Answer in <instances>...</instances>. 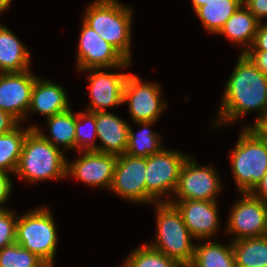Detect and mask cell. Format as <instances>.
<instances>
[{"instance_id": "3957f363", "label": "cell", "mask_w": 267, "mask_h": 267, "mask_svg": "<svg viewBox=\"0 0 267 267\" xmlns=\"http://www.w3.org/2000/svg\"><path fill=\"white\" fill-rule=\"evenodd\" d=\"M67 160L62 150L53 146L35 128L23 143L22 153L15 174L29 182L65 178Z\"/></svg>"}, {"instance_id": "ffe728a7", "label": "cell", "mask_w": 267, "mask_h": 267, "mask_svg": "<svg viewBox=\"0 0 267 267\" xmlns=\"http://www.w3.org/2000/svg\"><path fill=\"white\" fill-rule=\"evenodd\" d=\"M259 25L256 17L242 4L225 22L218 34L224 35L236 44H247L242 51L245 53L252 47Z\"/></svg>"}, {"instance_id": "7402d4cb", "label": "cell", "mask_w": 267, "mask_h": 267, "mask_svg": "<svg viewBox=\"0 0 267 267\" xmlns=\"http://www.w3.org/2000/svg\"><path fill=\"white\" fill-rule=\"evenodd\" d=\"M243 0H210L195 10L208 33L218 34Z\"/></svg>"}, {"instance_id": "5b68a950", "label": "cell", "mask_w": 267, "mask_h": 267, "mask_svg": "<svg viewBox=\"0 0 267 267\" xmlns=\"http://www.w3.org/2000/svg\"><path fill=\"white\" fill-rule=\"evenodd\" d=\"M232 150V172L238 191L251 193L267 173V145L251 128H243Z\"/></svg>"}, {"instance_id": "9c48e42d", "label": "cell", "mask_w": 267, "mask_h": 267, "mask_svg": "<svg viewBox=\"0 0 267 267\" xmlns=\"http://www.w3.org/2000/svg\"><path fill=\"white\" fill-rule=\"evenodd\" d=\"M78 42L77 69L81 71L92 68H127L131 63L84 22Z\"/></svg>"}, {"instance_id": "4dcf8cb0", "label": "cell", "mask_w": 267, "mask_h": 267, "mask_svg": "<svg viewBox=\"0 0 267 267\" xmlns=\"http://www.w3.org/2000/svg\"><path fill=\"white\" fill-rule=\"evenodd\" d=\"M243 5L260 23L263 18L267 17V0H243Z\"/></svg>"}, {"instance_id": "7a4b0ae2", "label": "cell", "mask_w": 267, "mask_h": 267, "mask_svg": "<svg viewBox=\"0 0 267 267\" xmlns=\"http://www.w3.org/2000/svg\"><path fill=\"white\" fill-rule=\"evenodd\" d=\"M131 11L116 0H96L87 7L82 21L130 62Z\"/></svg>"}, {"instance_id": "44dd1931", "label": "cell", "mask_w": 267, "mask_h": 267, "mask_svg": "<svg viewBox=\"0 0 267 267\" xmlns=\"http://www.w3.org/2000/svg\"><path fill=\"white\" fill-rule=\"evenodd\" d=\"M75 122L76 115L69 108L67 111L47 118L50 137L43 134L36 125H32V128H35L53 146L60 148L59 145L61 144V146H64L63 151L65 149L74 150L76 133Z\"/></svg>"}, {"instance_id": "83f0119b", "label": "cell", "mask_w": 267, "mask_h": 267, "mask_svg": "<svg viewBox=\"0 0 267 267\" xmlns=\"http://www.w3.org/2000/svg\"><path fill=\"white\" fill-rule=\"evenodd\" d=\"M0 267H49L37 255L24 249L18 243L0 250Z\"/></svg>"}, {"instance_id": "ac0fdd59", "label": "cell", "mask_w": 267, "mask_h": 267, "mask_svg": "<svg viewBox=\"0 0 267 267\" xmlns=\"http://www.w3.org/2000/svg\"><path fill=\"white\" fill-rule=\"evenodd\" d=\"M65 90L59 84L37 77L31 92V103L28 112H38L51 117L69 109Z\"/></svg>"}, {"instance_id": "277c9868", "label": "cell", "mask_w": 267, "mask_h": 267, "mask_svg": "<svg viewBox=\"0 0 267 267\" xmlns=\"http://www.w3.org/2000/svg\"><path fill=\"white\" fill-rule=\"evenodd\" d=\"M153 205L157 210V234L156 240L148 245L176 260L181 266H190L194 258L195 244L181 213L169 202Z\"/></svg>"}, {"instance_id": "2e32d148", "label": "cell", "mask_w": 267, "mask_h": 267, "mask_svg": "<svg viewBox=\"0 0 267 267\" xmlns=\"http://www.w3.org/2000/svg\"><path fill=\"white\" fill-rule=\"evenodd\" d=\"M105 68L87 69L89 72V112H105L109 107L123 104V90L129 74L103 72Z\"/></svg>"}, {"instance_id": "4316f807", "label": "cell", "mask_w": 267, "mask_h": 267, "mask_svg": "<svg viewBox=\"0 0 267 267\" xmlns=\"http://www.w3.org/2000/svg\"><path fill=\"white\" fill-rule=\"evenodd\" d=\"M122 267H182L176 260L146 243L134 249Z\"/></svg>"}, {"instance_id": "e575fe53", "label": "cell", "mask_w": 267, "mask_h": 267, "mask_svg": "<svg viewBox=\"0 0 267 267\" xmlns=\"http://www.w3.org/2000/svg\"><path fill=\"white\" fill-rule=\"evenodd\" d=\"M245 54L257 68L267 75V51H246Z\"/></svg>"}, {"instance_id": "f35d334b", "label": "cell", "mask_w": 267, "mask_h": 267, "mask_svg": "<svg viewBox=\"0 0 267 267\" xmlns=\"http://www.w3.org/2000/svg\"><path fill=\"white\" fill-rule=\"evenodd\" d=\"M192 1V5L194 10H196L197 8L206 5V2L210 1V0H191Z\"/></svg>"}, {"instance_id": "74e56055", "label": "cell", "mask_w": 267, "mask_h": 267, "mask_svg": "<svg viewBox=\"0 0 267 267\" xmlns=\"http://www.w3.org/2000/svg\"><path fill=\"white\" fill-rule=\"evenodd\" d=\"M12 0H0V13H3L10 7Z\"/></svg>"}, {"instance_id": "836d02e7", "label": "cell", "mask_w": 267, "mask_h": 267, "mask_svg": "<svg viewBox=\"0 0 267 267\" xmlns=\"http://www.w3.org/2000/svg\"><path fill=\"white\" fill-rule=\"evenodd\" d=\"M19 124L21 123L14 116L0 109V135L12 131Z\"/></svg>"}, {"instance_id": "f1b7e54d", "label": "cell", "mask_w": 267, "mask_h": 267, "mask_svg": "<svg viewBox=\"0 0 267 267\" xmlns=\"http://www.w3.org/2000/svg\"><path fill=\"white\" fill-rule=\"evenodd\" d=\"M89 124V129L84 128L85 124ZM75 149L79 151H96L97 146L94 144L97 138L95 112L82 111L77 113L75 122ZM84 149V150H83Z\"/></svg>"}, {"instance_id": "f546056e", "label": "cell", "mask_w": 267, "mask_h": 267, "mask_svg": "<svg viewBox=\"0 0 267 267\" xmlns=\"http://www.w3.org/2000/svg\"><path fill=\"white\" fill-rule=\"evenodd\" d=\"M17 219L13 210L0 209V250L16 242Z\"/></svg>"}, {"instance_id": "8d00e7d4", "label": "cell", "mask_w": 267, "mask_h": 267, "mask_svg": "<svg viewBox=\"0 0 267 267\" xmlns=\"http://www.w3.org/2000/svg\"><path fill=\"white\" fill-rule=\"evenodd\" d=\"M251 194L267 203V173L263 176L261 182L255 187Z\"/></svg>"}, {"instance_id": "8992f818", "label": "cell", "mask_w": 267, "mask_h": 267, "mask_svg": "<svg viewBox=\"0 0 267 267\" xmlns=\"http://www.w3.org/2000/svg\"><path fill=\"white\" fill-rule=\"evenodd\" d=\"M53 215L45 207H37L18 217L16 243L53 267L58 235Z\"/></svg>"}, {"instance_id": "d4e9b609", "label": "cell", "mask_w": 267, "mask_h": 267, "mask_svg": "<svg viewBox=\"0 0 267 267\" xmlns=\"http://www.w3.org/2000/svg\"><path fill=\"white\" fill-rule=\"evenodd\" d=\"M153 123L155 122H137L143 128L136 134L129 127L128 146L125 154L132 157L147 158L149 155L157 154L164 149L161 146V136L148 129Z\"/></svg>"}, {"instance_id": "52a82bcc", "label": "cell", "mask_w": 267, "mask_h": 267, "mask_svg": "<svg viewBox=\"0 0 267 267\" xmlns=\"http://www.w3.org/2000/svg\"><path fill=\"white\" fill-rule=\"evenodd\" d=\"M188 155L180 151H169L165 148L146 158V203L163 202L159 197L167 192L174 194L179 180L181 167Z\"/></svg>"}, {"instance_id": "cb8c5ba5", "label": "cell", "mask_w": 267, "mask_h": 267, "mask_svg": "<svg viewBox=\"0 0 267 267\" xmlns=\"http://www.w3.org/2000/svg\"><path fill=\"white\" fill-rule=\"evenodd\" d=\"M229 245L211 241L195 244L190 267H236L232 242Z\"/></svg>"}, {"instance_id": "d590c367", "label": "cell", "mask_w": 267, "mask_h": 267, "mask_svg": "<svg viewBox=\"0 0 267 267\" xmlns=\"http://www.w3.org/2000/svg\"><path fill=\"white\" fill-rule=\"evenodd\" d=\"M245 128H251L267 145V115L257 120L253 126L248 125Z\"/></svg>"}, {"instance_id": "5bb4252c", "label": "cell", "mask_w": 267, "mask_h": 267, "mask_svg": "<svg viewBox=\"0 0 267 267\" xmlns=\"http://www.w3.org/2000/svg\"><path fill=\"white\" fill-rule=\"evenodd\" d=\"M80 151L81 157L67 162L66 176L77 178L89 186H102L110 190L117 156L96 151Z\"/></svg>"}, {"instance_id": "1f68e13d", "label": "cell", "mask_w": 267, "mask_h": 267, "mask_svg": "<svg viewBox=\"0 0 267 267\" xmlns=\"http://www.w3.org/2000/svg\"><path fill=\"white\" fill-rule=\"evenodd\" d=\"M9 172L0 169V209H4V204L11 194L12 182L8 176Z\"/></svg>"}, {"instance_id": "d6a6232c", "label": "cell", "mask_w": 267, "mask_h": 267, "mask_svg": "<svg viewBox=\"0 0 267 267\" xmlns=\"http://www.w3.org/2000/svg\"><path fill=\"white\" fill-rule=\"evenodd\" d=\"M248 51H267V23H260L252 47Z\"/></svg>"}, {"instance_id": "8fae6325", "label": "cell", "mask_w": 267, "mask_h": 267, "mask_svg": "<svg viewBox=\"0 0 267 267\" xmlns=\"http://www.w3.org/2000/svg\"><path fill=\"white\" fill-rule=\"evenodd\" d=\"M242 196L228 218L226 231L236 234L232 241L267 235V203L251 193Z\"/></svg>"}, {"instance_id": "9a60e30c", "label": "cell", "mask_w": 267, "mask_h": 267, "mask_svg": "<svg viewBox=\"0 0 267 267\" xmlns=\"http://www.w3.org/2000/svg\"><path fill=\"white\" fill-rule=\"evenodd\" d=\"M163 202L173 204L181 213L183 222L193 238L209 239L218 231L219 216L217 201L209 200H170Z\"/></svg>"}, {"instance_id": "ba28073f", "label": "cell", "mask_w": 267, "mask_h": 267, "mask_svg": "<svg viewBox=\"0 0 267 267\" xmlns=\"http://www.w3.org/2000/svg\"><path fill=\"white\" fill-rule=\"evenodd\" d=\"M160 85L146 83L135 74H129L124 90L123 103L128 104L129 113L135 123L152 121L156 122L166 103L161 100Z\"/></svg>"}, {"instance_id": "4fadbf2b", "label": "cell", "mask_w": 267, "mask_h": 267, "mask_svg": "<svg viewBox=\"0 0 267 267\" xmlns=\"http://www.w3.org/2000/svg\"><path fill=\"white\" fill-rule=\"evenodd\" d=\"M38 76L28 71L0 73V109L23 122L31 103V92Z\"/></svg>"}, {"instance_id": "6da1fadb", "label": "cell", "mask_w": 267, "mask_h": 267, "mask_svg": "<svg viewBox=\"0 0 267 267\" xmlns=\"http://www.w3.org/2000/svg\"><path fill=\"white\" fill-rule=\"evenodd\" d=\"M215 126L237 121L250 111H259L255 122L267 115V75L241 53L229 77Z\"/></svg>"}, {"instance_id": "e0dca14e", "label": "cell", "mask_w": 267, "mask_h": 267, "mask_svg": "<svg viewBox=\"0 0 267 267\" xmlns=\"http://www.w3.org/2000/svg\"><path fill=\"white\" fill-rule=\"evenodd\" d=\"M97 138L102 143L96 152L116 156L126 153L129 137V125L122 118L110 112H96Z\"/></svg>"}, {"instance_id": "30bf717a", "label": "cell", "mask_w": 267, "mask_h": 267, "mask_svg": "<svg viewBox=\"0 0 267 267\" xmlns=\"http://www.w3.org/2000/svg\"><path fill=\"white\" fill-rule=\"evenodd\" d=\"M211 166H198L188 157L183 163L174 195L177 200L216 201L221 182Z\"/></svg>"}, {"instance_id": "7c38bea8", "label": "cell", "mask_w": 267, "mask_h": 267, "mask_svg": "<svg viewBox=\"0 0 267 267\" xmlns=\"http://www.w3.org/2000/svg\"><path fill=\"white\" fill-rule=\"evenodd\" d=\"M145 172L146 158L117 156L110 190L128 201L145 204Z\"/></svg>"}, {"instance_id": "d6986e66", "label": "cell", "mask_w": 267, "mask_h": 267, "mask_svg": "<svg viewBox=\"0 0 267 267\" xmlns=\"http://www.w3.org/2000/svg\"><path fill=\"white\" fill-rule=\"evenodd\" d=\"M30 52L6 26L0 24V73L28 71Z\"/></svg>"}, {"instance_id": "484cf974", "label": "cell", "mask_w": 267, "mask_h": 267, "mask_svg": "<svg viewBox=\"0 0 267 267\" xmlns=\"http://www.w3.org/2000/svg\"><path fill=\"white\" fill-rule=\"evenodd\" d=\"M32 129H21L20 124L12 131L0 135V169L15 174L19 164L24 140Z\"/></svg>"}, {"instance_id": "603a6c76", "label": "cell", "mask_w": 267, "mask_h": 267, "mask_svg": "<svg viewBox=\"0 0 267 267\" xmlns=\"http://www.w3.org/2000/svg\"><path fill=\"white\" fill-rule=\"evenodd\" d=\"M236 267H267V235L232 241Z\"/></svg>"}]
</instances>
